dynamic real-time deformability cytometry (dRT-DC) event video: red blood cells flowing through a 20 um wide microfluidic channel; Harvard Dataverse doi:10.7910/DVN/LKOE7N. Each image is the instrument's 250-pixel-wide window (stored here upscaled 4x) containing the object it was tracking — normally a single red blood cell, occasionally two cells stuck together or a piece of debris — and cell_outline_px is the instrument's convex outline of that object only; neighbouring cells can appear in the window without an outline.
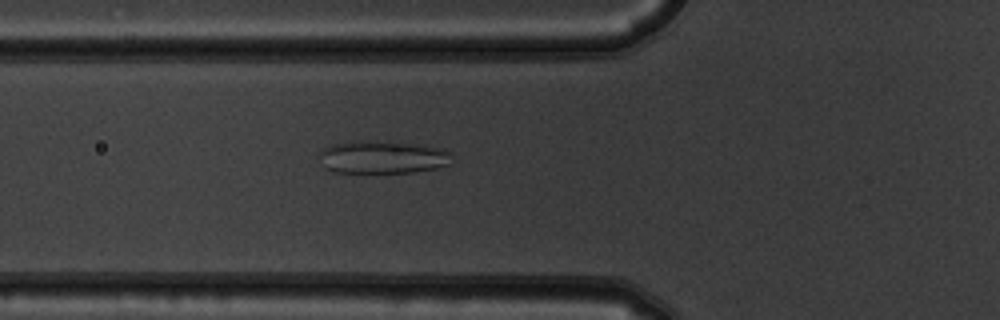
{"species": "common noctule bat (a hibernating species)", "species_latin": "Nyctalus noctula", "temperature_condition": "warm", "stored_images_in_passage": 6, "camera_frame_rate_fps": 3000, "um_per_image_px": 0.085, "animal": {"sex": "male", "body_mass_g": 19.5, "forearm_length_mm": 54.6}, "frame": {"image": 1, "passage_image": 6, "time_ms": 1.667, "image_size_px": [1000, 320], "cell_outline_px": [[452, 164], [436, 168], [412, 172], [332, 172], [324, 168], [320, 156], [320, 152], [324, 148], [332, 144], [352, 140], [400, 140], [440, 148], [452, 152]], "centroid_in_image_um": [32.56, 13.32], "position_along_channel_um": 93.2, "area_um2": 26.13}}